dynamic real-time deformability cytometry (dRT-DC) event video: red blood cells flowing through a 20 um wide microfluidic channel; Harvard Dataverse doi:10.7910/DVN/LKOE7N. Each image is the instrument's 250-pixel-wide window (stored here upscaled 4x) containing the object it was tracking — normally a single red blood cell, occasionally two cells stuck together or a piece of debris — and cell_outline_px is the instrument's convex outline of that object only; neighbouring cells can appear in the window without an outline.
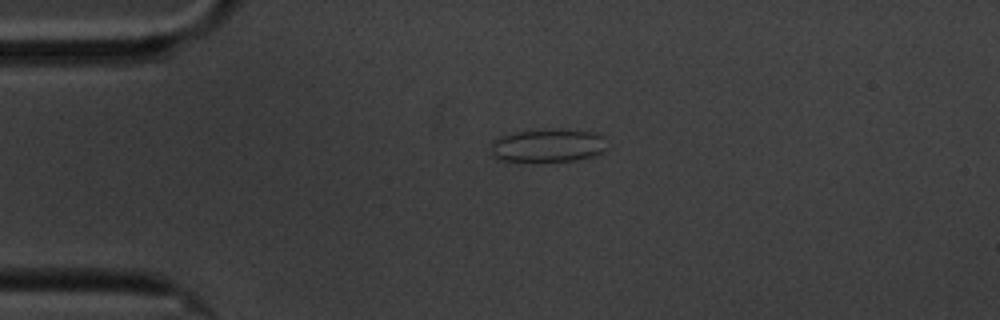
{"species": "common noctule bat (a hibernating species)", "species_latin": "Nyctalus noctula", "temperature_condition": "cold", "stored_images_in_passage": 6, "camera_frame_rate_fps": 3000, "um_per_image_px": 0.085, "animal": {"sex": "male", "body_mass_g": 20.1, "forearm_length_mm": 53.5}, "frame": {"image": 1, "passage_image": 4, "time_ms": 3.667, "image_size_px": [1000, 320], "cell_outline_px": [[604, 148], [596, 156], [576, 160], [540, 164], [500, 160], [492, 156], [492, 140], [508, 132], [556, 128], [596, 132], [604, 136]], "centroid_in_image_um": [46.52, 12.39], "position_along_channel_um": 38.5, "area_um2": 23.58}}